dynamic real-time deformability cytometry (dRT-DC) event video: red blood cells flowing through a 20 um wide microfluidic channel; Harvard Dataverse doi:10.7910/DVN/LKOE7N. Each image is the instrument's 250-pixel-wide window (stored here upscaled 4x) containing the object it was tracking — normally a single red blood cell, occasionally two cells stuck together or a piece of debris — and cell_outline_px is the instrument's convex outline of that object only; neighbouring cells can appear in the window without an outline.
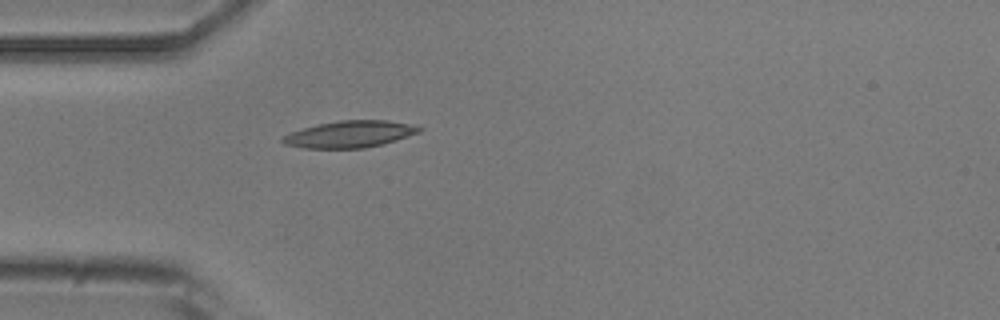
{"species": "common noctule bat (a hibernating species)", "species_latin": "Nyctalus noctula", "temperature_condition": "room temperature", "stored_images_in_passage": 4, "camera_frame_rate_fps": 3000, "um_per_image_px": 0.085, "animal": {"sex": "male", "body_mass_g": 20.5, "forearm_length_mm": 52.5}, "frame": {"image": 1, "passage_image": 4, "time_ms": 4.333, "image_size_px": [1000, 320], "cell_outline_px": [[424, 128], [420, 132], [380, 144], [364, 148], [304, 148], [284, 144], [280, 140], [284, 136], [292, 132], [304, 128], [320, 124], [340, 120], [388, 120], [408, 124]], "centroid_in_image_um": [29.72, 11.4], "position_along_channel_um": 55.3, "area_um2": 20.87}}